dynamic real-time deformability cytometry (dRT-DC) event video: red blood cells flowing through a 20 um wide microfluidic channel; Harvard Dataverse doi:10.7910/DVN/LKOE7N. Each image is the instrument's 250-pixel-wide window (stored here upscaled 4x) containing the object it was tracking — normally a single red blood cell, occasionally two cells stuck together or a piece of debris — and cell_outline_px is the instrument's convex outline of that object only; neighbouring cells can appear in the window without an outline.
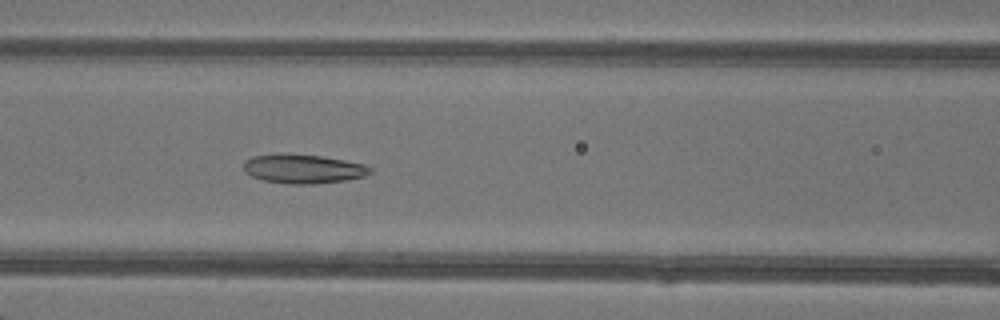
{"species": "common noctule bat (a hibernating species)", "species_latin": "Nyctalus noctula", "temperature_condition": "warm", "stored_images_in_passage": 48, "camera_frame_rate_fps": 3000, "um_per_image_px": 0.085, "animal": {"sex": "female"}, "frame": {"image": 1, "passage_image": 21, "time_ms": 6.667, "image_size_px": [1000, 320], "cell_outline_px": [[372, 172], [364, 176], [348, 180], [316, 184], [288, 184], [264, 180], [252, 176], [244, 172], [244, 160], [252, 156], [280, 152], [284, 152], [320, 156], [344, 160], [364, 164], [372, 168]], "centroid_in_image_um": [25.75, 14.34], "position_along_channel_um": 140.9, "area_um2": 21.85}}
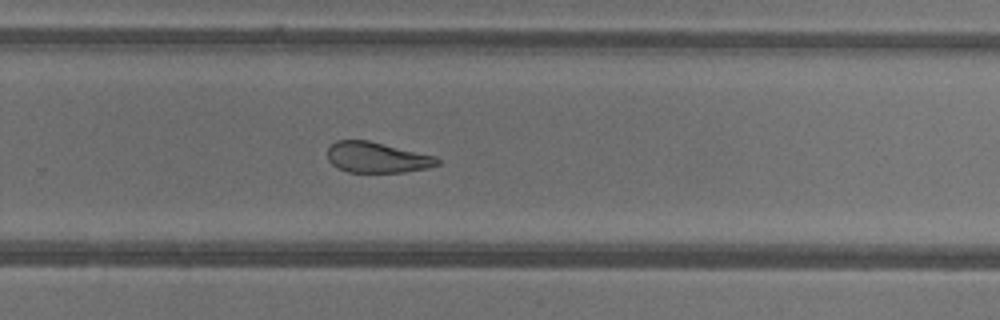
{"frame": {"image": 2, "passage_image": 32, "time_ms": 10.333, "image_size_px": [1000, 320], "cell_outline_px": [[440, 164], [428, 168], [404, 172], [348, 172], [332, 164], [328, 160], [328, 148], [336, 140], [368, 140], [436, 156], [440, 160]], "centroid_in_image_um": [32.06, 13.38], "position_along_channel_um": 297.7, "area_um2": 19.59}}
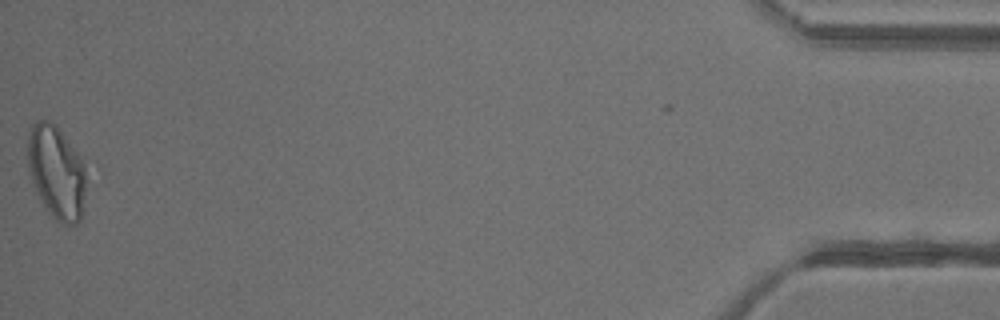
{"frame": {"image": 3, "passage_image": 48, "time_ms": 15.667, "image_size_px": [1000, 320], "cell_outline_px": [[84, 188], [80, 220], [76, 224], [64, 224], [56, 220], [44, 208], [32, 184], [28, 172], [28, 140], [32, 124], [36, 120], [48, 120], [56, 124], [76, 152], [80, 160], [84, 172]], "centroid_in_image_um": [4.73, 14.63], "position_along_channel_um": 430.5, "area_um2": 31.21}, "authors_computed_cell_mechanics": {"area_um2": 24.854, "velocity_mm_per_s": 4.301, "shape_relaxation_time_tau1_ms": 7.8596, "shape_relaxation_time_tau2_ms": 1.6287, "deformation_change_tau1": 0.2162, "deformation_change_tau2": 0.0917}}